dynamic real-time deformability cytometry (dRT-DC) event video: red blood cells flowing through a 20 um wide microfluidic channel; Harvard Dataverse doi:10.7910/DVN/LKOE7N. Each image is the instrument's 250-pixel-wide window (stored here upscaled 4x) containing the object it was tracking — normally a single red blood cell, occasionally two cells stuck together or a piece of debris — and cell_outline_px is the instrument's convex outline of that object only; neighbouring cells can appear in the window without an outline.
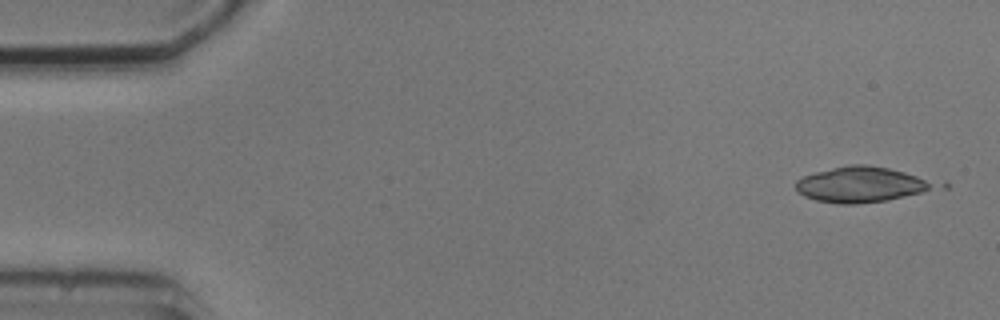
{"species": "common noctule bat (a hibernating species)", "species_latin": "Nyctalus noctula", "temperature_condition": "cold", "stored_images_in_passage": 2, "camera_frame_rate_fps": 3000, "um_per_image_px": 0.085, "animal": {"sex": "male", "body_mass_g": 20.5, "forearm_length_mm": 52.5}, "frame": {"image": 1, "passage_image": 1, "time_ms": 0.0, "image_size_px": [1000, 320], "cell_outline_px": [[948, 188], [888, 200], [856, 204], [836, 204], [816, 200], [804, 196], [796, 192], [796, 180], [804, 176], [816, 172], [848, 164], [868, 164], [948, 180]], "centroid_in_image_um": [73.53, 15.68], "position_along_channel_um": 11.5, "area_um2": 30.52}}